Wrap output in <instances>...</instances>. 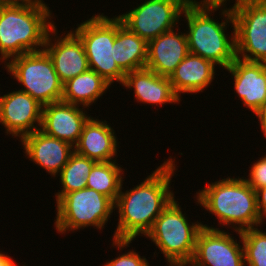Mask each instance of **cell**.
I'll return each mask as SVG.
<instances>
[{
	"label": "cell",
	"mask_w": 266,
	"mask_h": 266,
	"mask_svg": "<svg viewBox=\"0 0 266 266\" xmlns=\"http://www.w3.org/2000/svg\"><path fill=\"white\" fill-rule=\"evenodd\" d=\"M205 2H207L208 4H212V5H217V6H225L227 5V1L229 0H204ZM246 1H255V0H236L235 3L233 4L234 5H237L239 3H243V2H246Z\"/></svg>",
	"instance_id": "f546056e"
},
{
	"label": "cell",
	"mask_w": 266,
	"mask_h": 266,
	"mask_svg": "<svg viewBox=\"0 0 266 266\" xmlns=\"http://www.w3.org/2000/svg\"><path fill=\"white\" fill-rule=\"evenodd\" d=\"M31 0H0V3H21V2H28Z\"/></svg>",
	"instance_id": "1f68e13d"
},
{
	"label": "cell",
	"mask_w": 266,
	"mask_h": 266,
	"mask_svg": "<svg viewBox=\"0 0 266 266\" xmlns=\"http://www.w3.org/2000/svg\"><path fill=\"white\" fill-rule=\"evenodd\" d=\"M43 0L0 3V59L43 50L48 32L55 26Z\"/></svg>",
	"instance_id": "7a4b0ae2"
},
{
	"label": "cell",
	"mask_w": 266,
	"mask_h": 266,
	"mask_svg": "<svg viewBox=\"0 0 266 266\" xmlns=\"http://www.w3.org/2000/svg\"><path fill=\"white\" fill-rule=\"evenodd\" d=\"M174 160L170 156L133 189L123 192L121 186L114 204L119 218L112 246L124 250L136 236L145 237L156 218L174 199L173 190H170L171 178L177 170Z\"/></svg>",
	"instance_id": "6da1fadb"
},
{
	"label": "cell",
	"mask_w": 266,
	"mask_h": 266,
	"mask_svg": "<svg viewBox=\"0 0 266 266\" xmlns=\"http://www.w3.org/2000/svg\"><path fill=\"white\" fill-rule=\"evenodd\" d=\"M117 140L115 130L106 120L90 117L74 146V152L96 162L114 161V156H118Z\"/></svg>",
	"instance_id": "ac0fdd59"
},
{
	"label": "cell",
	"mask_w": 266,
	"mask_h": 266,
	"mask_svg": "<svg viewBox=\"0 0 266 266\" xmlns=\"http://www.w3.org/2000/svg\"><path fill=\"white\" fill-rule=\"evenodd\" d=\"M11 258V256L9 257V255L7 256V253H2V251H0V266H3L9 259Z\"/></svg>",
	"instance_id": "4dcf8cb0"
},
{
	"label": "cell",
	"mask_w": 266,
	"mask_h": 266,
	"mask_svg": "<svg viewBox=\"0 0 266 266\" xmlns=\"http://www.w3.org/2000/svg\"><path fill=\"white\" fill-rule=\"evenodd\" d=\"M79 105L63 101L46 104L42 108L40 130L48 136L60 139L71 144H77L83 127L91 117Z\"/></svg>",
	"instance_id": "5bb4252c"
},
{
	"label": "cell",
	"mask_w": 266,
	"mask_h": 266,
	"mask_svg": "<svg viewBox=\"0 0 266 266\" xmlns=\"http://www.w3.org/2000/svg\"><path fill=\"white\" fill-rule=\"evenodd\" d=\"M16 262L12 260V257L3 266H17ZM26 266V265H23Z\"/></svg>",
	"instance_id": "d6a6232c"
},
{
	"label": "cell",
	"mask_w": 266,
	"mask_h": 266,
	"mask_svg": "<svg viewBox=\"0 0 266 266\" xmlns=\"http://www.w3.org/2000/svg\"><path fill=\"white\" fill-rule=\"evenodd\" d=\"M225 7L222 9V6L208 4L204 0H191L182 12L188 25L186 37L189 52L224 69L237 58L233 12L232 8ZM219 9L224 19L221 23L212 16ZM229 23L233 27L231 35L226 34Z\"/></svg>",
	"instance_id": "3957f363"
},
{
	"label": "cell",
	"mask_w": 266,
	"mask_h": 266,
	"mask_svg": "<svg viewBox=\"0 0 266 266\" xmlns=\"http://www.w3.org/2000/svg\"><path fill=\"white\" fill-rule=\"evenodd\" d=\"M7 93L2 97L0 124L6 129V135L21 140L40 129L43 105L21 90Z\"/></svg>",
	"instance_id": "7c38bea8"
},
{
	"label": "cell",
	"mask_w": 266,
	"mask_h": 266,
	"mask_svg": "<svg viewBox=\"0 0 266 266\" xmlns=\"http://www.w3.org/2000/svg\"><path fill=\"white\" fill-rule=\"evenodd\" d=\"M72 30L83 42L89 69L97 72L108 83L122 84L125 73L113 59V43L116 36V15L94 14Z\"/></svg>",
	"instance_id": "ba28073f"
},
{
	"label": "cell",
	"mask_w": 266,
	"mask_h": 266,
	"mask_svg": "<svg viewBox=\"0 0 266 266\" xmlns=\"http://www.w3.org/2000/svg\"><path fill=\"white\" fill-rule=\"evenodd\" d=\"M237 234L243 243L245 265L266 266V232L256 227Z\"/></svg>",
	"instance_id": "d4e9b609"
},
{
	"label": "cell",
	"mask_w": 266,
	"mask_h": 266,
	"mask_svg": "<svg viewBox=\"0 0 266 266\" xmlns=\"http://www.w3.org/2000/svg\"><path fill=\"white\" fill-rule=\"evenodd\" d=\"M25 155L30 161L56 177L74 153V147L60 139L36 130L21 139Z\"/></svg>",
	"instance_id": "9a60e30c"
},
{
	"label": "cell",
	"mask_w": 266,
	"mask_h": 266,
	"mask_svg": "<svg viewBox=\"0 0 266 266\" xmlns=\"http://www.w3.org/2000/svg\"><path fill=\"white\" fill-rule=\"evenodd\" d=\"M53 34L55 39L52 40ZM56 34L55 25L48 32L43 50L49 55L60 81L64 84L86 72L89 66L83 42L73 31L70 30L63 37Z\"/></svg>",
	"instance_id": "4fadbf2b"
},
{
	"label": "cell",
	"mask_w": 266,
	"mask_h": 266,
	"mask_svg": "<svg viewBox=\"0 0 266 266\" xmlns=\"http://www.w3.org/2000/svg\"><path fill=\"white\" fill-rule=\"evenodd\" d=\"M104 266H150V264L144 256H140L132 249L121 255L119 254L115 259L106 262Z\"/></svg>",
	"instance_id": "4316f807"
},
{
	"label": "cell",
	"mask_w": 266,
	"mask_h": 266,
	"mask_svg": "<svg viewBox=\"0 0 266 266\" xmlns=\"http://www.w3.org/2000/svg\"><path fill=\"white\" fill-rule=\"evenodd\" d=\"M215 65L199 55L189 53L169 77L174 92L181 99V93L203 92L214 80Z\"/></svg>",
	"instance_id": "ffe728a7"
},
{
	"label": "cell",
	"mask_w": 266,
	"mask_h": 266,
	"mask_svg": "<svg viewBox=\"0 0 266 266\" xmlns=\"http://www.w3.org/2000/svg\"><path fill=\"white\" fill-rule=\"evenodd\" d=\"M111 86L103 77L94 70L86 72L69 79L63 84L62 100L65 103L88 107L96 103L97 99L106 94L105 91Z\"/></svg>",
	"instance_id": "7402d4cb"
},
{
	"label": "cell",
	"mask_w": 266,
	"mask_h": 266,
	"mask_svg": "<svg viewBox=\"0 0 266 266\" xmlns=\"http://www.w3.org/2000/svg\"><path fill=\"white\" fill-rule=\"evenodd\" d=\"M174 29L148 42L146 68L170 77L179 63L190 53L186 33Z\"/></svg>",
	"instance_id": "e0dca14e"
},
{
	"label": "cell",
	"mask_w": 266,
	"mask_h": 266,
	"mask_svg": "<svg viewBox=\"0 0 266 266\" xmlns=\"http://www.w3.org/2000/svg\"><path fill=\"white\" fill-rule=\"evenodd\" d=\"M234 77V90L253 113L266 100V63L236 58L227 68Z\"/></svg>",
	"instance_id": "2e32d148"
},
{
	"label": "cell",
	"mask_w": 266,
	"mask_h": 266,
	"mask_svg": "<svg viewBox=\"0 0 266 266\" xmlns=\"http://www.w3.org/2000/svg\"><path fill=\"white\" fill-rule=\"evenodd\" d=\"M0 95H1V94H0ZM2 97H3V95L0 96V110H1Z\"/></svg>",
	"instance_id": "836d02e7"
},
{
	"label": "cell",
	"mask_w": 266,
	"mask_h": 266,
	"mask_svg": "<svg viewBox=\"0 0 266 266\" xmlns=\"http://www.w3.org/2000/svg\"><path fill=\"white\" fill-rule=\"evenodd\" d=\"M122 85L127 89L134 88L136 100L143 104L160 106L166 103L179 104L181 100L174 92L169 77L147 68L126 73Z\"/></svg>",
	"instance_id": "d6986e66"
},
{
	"label": "cell",
	"mask_w": 266,
	"mask_h": 266,
	"mask_svg": "<svg viewBox=\"0 0 266 266\" xmlns=\"http://www.w3.org/2000/svg\"><path fill=\"white\" fill-rule=\"evenodd\" d=\"M114 161L97 162L91 169L86 187L109 197L114 203L123 186L124 169Z\"/></svg>",
	"instance_id": "603a6c76"
},
{
	"label": "cell",
	"mask_w": 266,
	"mask_h": 266,
	"mask_svg": "<svg viewBox=\"0 0 266 266\" xmlns=\"http://www.w3.org/2000/svg\"><path fill=\"white\" fill-rule=\"evenodd\" d=\"M231 8L237 58L266 63V0L246 1Z\"/></svg>",
	"instance_id": "9c48e42d"
},
{
	"label": "cell",
	"mask_w": 266,
	"mask_h": 266,
	"mask_svg": "<svg viewBox=\"0 0 266 266\" xmlns=\"http://www.w3.org/2000/svg\"><path fill=\"white\" fill-rule=\"evenodd\" d=\"M257 209L263 223L266 218V186L256 190Z\"/></svg>",
	"instance_id": "83f0119b"
},
{
	"label": "cell",
	"mask_w": 266,
	"mask_h": 266,
	"mask_svg": "<svg viewBox=\"0 0 266 266\" xmlns=\"http://www.w3.org/2000/svg\"><path fill=\"white\" fill-rule=\"evenodd\" d=\"M114 202L107 196L85 187L66 193L56 203L57 233L65 234L85 227L103 230L114 209Z\"/></svg>",
	"instance_id": "52a82bcc"
},
{
	"label": "cell",
	"mask_w": 266,
	"mask_h": 266,
	"mask_svg": "<svg viewBox=\"0 0 266 266\" xmlns=\"http://www.w3.org/2000/svg\"><path fill=\"white\" fill-rule=\"evenodd\" d=\"M260 122V128L264 137L266 138V100L264 103L254 112Z\"/></svg>",
	"instance_id": "f1b7e54d"
},
{
	"label": "cell",
	"mask_w": 266,
	"mask_h": 266,
	"mask_svg": "<svg viewBox=\"0 0 266 266\" xmlns=\"http://www.w3.org/2000/svg\"><path fill=\"white\" fill-rule=\"evenodd\" d=\"M3 64L7 72L24 87L19 90L29 94L43 106L62 100L63 83L44 50L12 57Z\"/></svg>",
	"instance_id": "8992f818"
},
{
	"label": "cell",
	"mask_w": 266,
	"mask_h": 266,
	"mask_svg": "<svg viewBox=\"0 0 266 266\" xmlns=\"http://www.w3.org/2000/svg\"><path fill=\"white\" fill-rule=\"evenodd\" d=\"M196 194V203L215 215L219 225L232 227L234 232L262 225L256 191L244 177L219 179Z\"/></svg>",
	"instance_id": "277c9868"
},
{
	"label": "cell",
	"mask_w": 266,
	"mask_h": 266,
	"mask_svg": "<svg viewBox=\"0 0 266 266\" xmlns=\"http://www.w3.org/2000/svg\"><path fill=\"white\" fill-rule=\"evenodd\" d=\"M148 42L131 32L121 19L116 17V36L112 57L126 74L146 68Z\"/></svg>",
	"instance_id": "44dd1931"
},
{
	"label": "cell",
	"mask_w": 266,
	"mask_h": 266,
	"mask_svg": "<svg viewBox=\"0 0 266 266\" xmlns=\"http://www.w3.org/2000/svg\"><path fill=\"white\" fill-rule=\"evenodd\" d=\"M249 178L246 182L256 191L266 186V154L249 167Z\"/></svg>",
	"instance_id": "484cf974"
},
{
	"label": "cell",
	"mask_w": 266,
	"mask_h": 266,
	"mask_svg": "<svg viewBox=\"0 0 266 266\" xmlns=\"http://www.w3.org/2000/svg\"><path fill=\"white\" fill-rule=\"evenodd\" d=\"M97 162L93 159L83 157L77 153H73L67 164L57 175L61 182L62 190L55 194L56 203L66 194L72 191L84 189L87 184V177L92 167Z\"/></svg>",
	"instance_id": "cb8c5ba5"
},
{
	"label": "cell",
	"mask_w": 266,
	"mask_h": 266,
	"mask_svg": "<svg viewBox=\"0 0 266 266\" xmlns=\"http://www.w3.org/2000/svg\"><path fill=\"white\" fill-rule=\"evenodd\" d=\"M191 0H145L131 11L119 15L123 25L149 42L177 26L185 6ZM178 28H176V27Z\"/></svg>",
	"instance_id": "30bf717a"
},
{
	"label": "cell",
	"mask_w": 266,
	"mask_h": 266,
	"mask_svg": "<svg viewBox=\"0 0 266 266\" xmlns=\"http://www.w3.org/2000/svg\"><path fill=\"white\" fill-rule=\"evenodd\" d=\"M188 266H246L243 243L219 228L202 224Z\"/></svg>",
	"instance_id": "8fae6325"
},
{
	"label": "cell",
	"mask_w": 266,
	"mask_h": 266,
	"mask_svg": "<svg viewBox=\"0 0 266 266\" xmlns=\"http://www.w3.org/2000/svg\"><path fill=\"white\" fill-rule=\"evenodd\" d=\"M175 198L156 218L145 235L163 253L168 265L187 266L195 253L196 239L202 223H189Z\"/></svg>",
	"instance_id": "5b68a950"
}]
</instances>
